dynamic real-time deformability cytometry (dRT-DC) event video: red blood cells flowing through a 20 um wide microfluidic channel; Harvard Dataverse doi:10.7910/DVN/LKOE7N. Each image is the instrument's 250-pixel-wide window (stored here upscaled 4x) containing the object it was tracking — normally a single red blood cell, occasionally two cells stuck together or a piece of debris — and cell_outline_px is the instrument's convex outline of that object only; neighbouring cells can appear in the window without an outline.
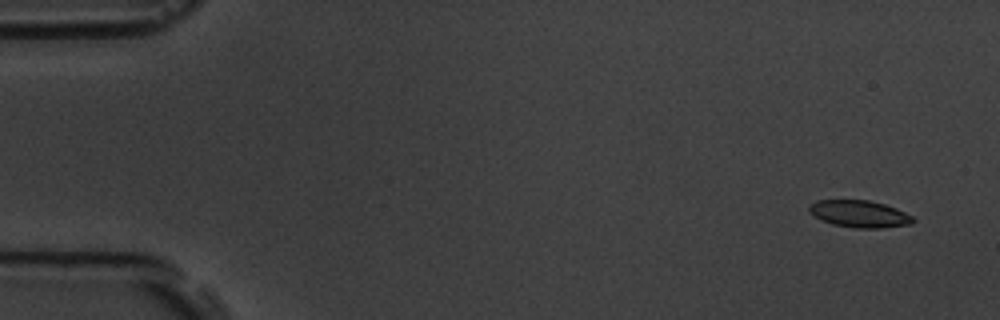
{"species": "common noctule bat (a hibernating species)", "species_latin": "Nyctalus noctula", "temperature_condition": "room temperature", "stored_images_in_passage": 5, "camera_frame_rate_fps": 3000, "um_per_image_px": 0.085, "animal": {"sex": "male", "body_mass_g": 19.5, "forearm_length_mm": 54.6}, "frame": {"image": 1, "passage_image": 1, "time_ms": 0.0, "image_size_px": [1000, 320], "cell_outline_px": [[916, 220], [912, 224], [880, 228], [856, 228], [832, 224], [820, 220], [808, 212], [808, 204], [816, 200], [868, 200], [884, 204], [896, 208], [912, 216]], "centroid_in_image_um": [73.02, 18.18], "position_along_channel_um": 12.0, "area_um2": 16.53}}
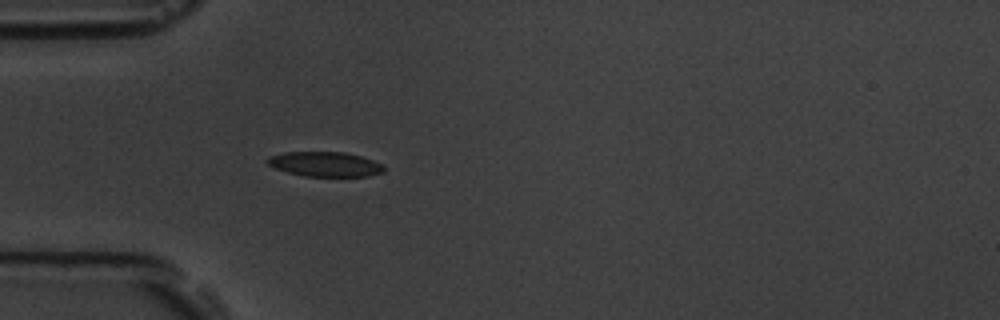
{"frame": {"image": 2, "passage_image": 5, "time_ms": 4.667, "image_size_px": [1000, 320], "cell_outline_px": [[384, 172], [368, 176], [304, 176], [288, 172], [276, 168], [268, 164], [264, 160], [268, 156], [284, 152], [344, 152], [360, 156], [384, 164]], "centroid_in_image_um": [27.62, 13.95], "position_along_channel_um": 57.4, "area_um2": 16.82}}